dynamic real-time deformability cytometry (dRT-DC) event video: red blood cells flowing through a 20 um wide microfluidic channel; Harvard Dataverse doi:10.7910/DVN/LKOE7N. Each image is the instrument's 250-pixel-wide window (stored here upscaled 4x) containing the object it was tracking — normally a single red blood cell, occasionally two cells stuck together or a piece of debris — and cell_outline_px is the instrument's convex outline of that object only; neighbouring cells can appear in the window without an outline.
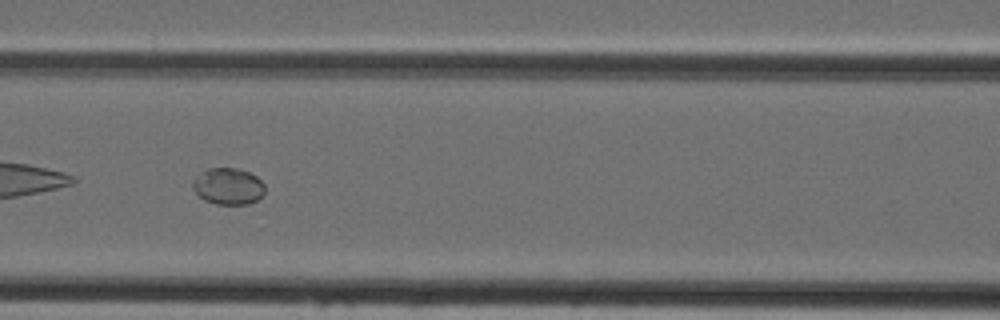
{"species": "Egyptian fruit bat (a non-hibernating species)", "species_latin": "Rousettus aegyptiacus", "temperature_condition": "cold", "stored_images_in_passage": 33, "camera_frame_rate_fps": 3000, "um_per_image_px": 0.085, "animal": {"sex": "female"}, "frame": {"image": 1, "passage_image": 6, "time_ms": 1.667, "image_size_px": [1000, 320], "cell_outline_px": [[264, 192], [256, 200], [248, 204], [216, 204], [204, 200], [192, 188], [192, 180], [196, 176], [208, 168], [236, 168], [248, 172], [256, 176], [264, 184]], "centroid_in_image_um": [19.37, 15.83], "position_along_channel_um": 147.2, "area_um2": 15.26}}
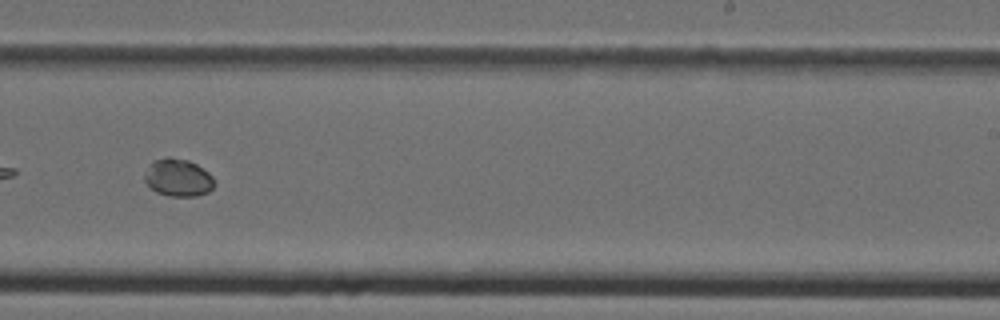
{"frame": {"image": 2, "passage_image": 15, "time_ms": 4.667, "image_size_px": [1000, 320], "cell_outline_px": [[212, 188], [208, 192], [196, 196], [168, 196], [156, 192], [144, 180], [144, 176], [152, 160], [168, 156], [188, 160], [196, 164], [208, 172], [212, 176]], "centroid_in_image_um": [15.11, 15.09], "position_along_channel_um": 273.9, "area_um2": 15.14}}